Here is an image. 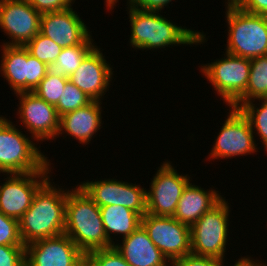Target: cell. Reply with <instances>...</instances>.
<instances>
[{
  "label": "cell",
  "instance_id": "obj_1",
  "mask_svg": "<svg viewBox=\"0 0 267 266\" xmlns=\"http://www.w3.org/2000/svg\"><path fill=\"white\" fill-rule=\"evenodd\" d=\"M129 14L130 47L135 50H155L165 47L203 45L207 42L206 34L176 25L165 18L161 12L127 9Z\"/></svg>",
  "mask_w": 267,
  "mask_h": 266
},
{
  "label": "cell",
  "instance_id": "obj_2",
  "mask_svg": "<svg viewBox=\"0 0 267 266\" xmlns=\"http://www.w3.org/2000/svg\"><path fill=\"white\" fill-rule=\"evenodd\" d=\"M49 178L36 192L32 204L19 219L21 240L29 243L64 233L67 193Z\"/></svg>",
  "mask_w": 267,
  "mask_h": 266
},
{
  "label": "cell",
  "instance_id": "obj_3",
  "mask_svg": "<svg viewBox=\"0 0 267 266\" xmlns=\"http://www.w3.org/2000/svg\"><path fill=\"white\" fill-rule=\"evenodd\" d=\"M64 233L85 255L113 247L104 230L100 207L78 184L67 193Z\"/></svg>",
  "mask_w": 267,
  "mask_h": 266
},
{
  "label": "cell",
  "instance_id": "obj_4",
  "mask_svg": "<svg viewBox=\"0 0 267 266\" xmlns=\"http://www.w3.org/2000/svg\"><path fill=\"white\" fill-rule=\"evenodd\" d=\"M16 126L9 119L0 126V173L51 172L50 159L37 147L39 143Z\"/></svg>",
  "mask_w": 267,
  "mask_h": 266
},
{
  "label": "cell",
  "instance_id": "obj_5",
  "mask_svg": "<svg viewBox=\"0 0 267 266\" xmlns=\"http://www.w3.org/2000/svg\"><path fill=\"white\" fill-rule=\"evenodd\" d=\"M224 6L228 27L225 52L247 59L267 56V16L247 13L237 5Z\"/></svg>",
  "mask_w": 267,
  "mask_h": 266
},
{
  "label": "cell",
  "instance_id": "obj_6",
  "mask_svg": "<svg viewBox=\"0 0 267 266\" xmlns=\"http://www.w3.org/2000/svg\"><path fill=\"white\" fill-rule=\"evenodd\" d=\"M229 204L224 197L190 227L191 254L226 260V245L230 238Z\"/></svg>",
  "mask_w": 267,
  "mask_h": 266
},
{
  "label": "cell",
  "instance_id": "obj_7",
  "mask_svg": "<svg viewBox=\"0 0 267 266\" xmlns=\"http://www.w3.org/2000/svg\"><path fill=\"white\" fill-rule=\"evenodd\" d=\"M224 58L199 66L202 75L213 86L227 107H231L246 91L250 75V59L225 52Z\"/></svg>",
  "mask_w": 267,
  "mask_h": 266
},
{
  "label": "cell",
  "instance_id": "obj_8",
  "mask_svg": "<svg viewBox=\"0 0 267 266\" xmlns=\"http://www.w3.org/2000/svg\"><path fill=\"white\" fill-rule=\"evenodd\" d=\"M1 47L0 74L14 94L33 92L46 76L47 65L33 57L24 46Z\"/></svg>",
  "mask_w": 267,
  "mask_h": 266
},
{
  "label": "cell",
  "instance_id": "obj_9",
  "mask_svg": "<svg viewBox=\"0 0 267 266\" xmlns=\"http://www.w3.org/2000/svg\"><path fill=\"white\" fill-rule=\"evenodd\" d=\"M226 119L217 134L208 161L235 158L259 152L250 122L239 109L228 107Z\"/></svg>",
  "mask_w": 267,
  "mask_h": 266
},
{
  "label": "cell",
  "instance_id": "obj_10",
  "mask_svg": "<svg viewBox=\"0 0 267 266\" xmlns=\"http://www.w3.org/2000/svg\"><path fill=\"white\" fill-rule=\"evenodd\" d=\"M170 160L162 165L152 177L150 188L146 190L147 211L155 216H173L178 201L186 186L192 181L188 174L180 175ZM191 178V180H190Z\"/></svg>",
  "mask_w": 267,
  "mask_h": 266
},
{
  "label": "cell",
  "instance_id": "obj_11",
  "mask_svg": "<svg viewBox=\"0 0 267 266\" xmlns=\"http://www.w3.org/2000/svg\"><path fill=\"white\" fill-rule=\"evenodd\" d=\"M79 186L99 206L120 205L131 209L142 217L147 211L146 188L139 184L118 179H100L80 182Z\"/></svg>",
  "mask_w": 267,
  "mask_h": 266
},
{
  "label": "cell",
  "instance_id": "obj_12",
  "mask_svg": "<svg viewBox=\"0 0 267 266\" xmlns=\"http://www.w3.org/2000/svg\"><path fill=\"white\" fill-rule=\"evenodd\" d=\"M15 95L19 100L16 113L20 119V125H24L26 132L29 131L38 143L57 139L60 116L56 107L38 97L34 92H19Z\"/></svg>",
  "mask_w": 267,
  "mask_h": 266
},
{
  "label": "cell",
  "instance_id": "obj_13",
  "mask_svg": "<svg viewBox=\"0 0 267 266\" xmlns=\"http://www.w3.org/2000/svg\"><path fill=\"white\" fill-rule=\"evenodd\" d=\"M141 225L168 261L191 254L190 227L173 216L146 213L141 218Z\"/></svg>",
  "mask_w": 267,
  "mask_h": 266
},
{
  "label": "cell",
  "instance_id": "obj_14",
  "mask_svg": "<svg viewBox=\"0 0 267 266\" xmlns=\"http://www.w3.org/2000/svg\"><path fill=\"white\" fill-rule=\"evenodd\" d=\"M49 174V175H48ZM50 172L4 174L0 183V211L19 220L32 204L37 190L50 178Z\"/></svg>",
  "mask_w": 267,
  "mask_h": 266
},
{
  "label": "cell",
  "instance_id": "obj_15",
  "mask_svg": "<svg viewBox=\"0 0 267 266\" xmlns=\"http://www.w3.org/2000/svg\"><path fill=\"white\" fill-rule=\"evenodd\" d=\"M40 18L27 0H0V28L10 40L2 45L25 46L40 32Z\"/></svg>",
  "mask_w": 267,
  "mask_h": 266
},
{
  "label": "cell",
  "instance_id": "obj_16",
  "mask_svg": "<svg viewBox=\"0 0 267 266\" xmlns=\"http://www.w3.org/2000/svg\"><path fill=\"white\" fill-rule=\"evenodd\" d=\"M26 266H85V254L65 233L25 246Z\"/></svg>",
  "mask_w": 267,
  "mask_h": 266
},
{
  "label": "cell",
  "instance_id": "obj_17",
  "mask_svg": "<svg viewBox=\"0 0 267 266\" xmlns=\"http://www.w3.org/2000/svg\"><path fill=\"white\" fill-rule=\"evenodd\" d=\"M103 49L96 46L68 78L93 101L104 100L113 80V67L105 59ZM111 66V67H110Z\"/></svg>",
  "mask_w": 267,
  "mask_h": 266
},
{
  "label": "cell",
  "instance_id": "obj_18",
  "mask_svg": "<svg viewBox=\"0 0 267 266\" xmlns=\"http://www.w3.org/2000/svg\"><path fill=\"white\" fill-rule=\"evenodd\" d=\"M40 33L62 48L82 44L92 35L89 26L72 6L63 11L41 14Z\"/></svg>",
  "mask_w": 267,
  "mask_h": 266
},
{
  "label": "cell",
  "instance_id": "obj_19",
  "mask_svg": "<svg viewBox=\"0 0 267 266\" xmlns=\"http://www.w3.org/2000/svg\"><path fill=\"white\" fill-rule=\"evenodd\" d=\"M102 101H92L85 107L67 112L60 116L59 135L66 133L80 144H89L95 134L101 129L102 123ZM94 136V137H93Z\"/></svg>",
  "mask_w": 267,
  "mask_h": 266
},
{
  "label": "cell",
  "instance_id": "obj_20",
  "mask_svg": "<svg viewBox=\"0 0 267 266\" xmlns=\"http://www.w3.org/2000/svg\"><path fill=\"white\" fill-rule=\"evenodd\" d=\"M114 248L131 266H168V259L154 245L147 231L140 225Z\"/></svg>",
  "mask_w": 267,
  "mask_h": 266
},
{
  "label": "cell",
  "instance_id": "obj_21",
  "mask_svg": "<svg viewBox=\"0 0 267 266\" xmlns=\"http://www.w3.org/2000/svg\"><path fill=\"white\" fill-rule=\"evenodd\" d=\"M213 189H204L191 182L186 186L178 201L173 217L191 227L205 212L217 205L223 196Z\"/></svg>",
  "mask_w": 267,
  "mask_h": 266
},
{
  "label": "cell",
  "instance_id": "obj_22",
  "mask_svg": "<svg viewBox=\"0 0 267 266\" xmlns=\"http://www.w3.org/2000/svg\"><path fill=\"white\" fill-rule=\"evenodd\" d=\"M100 213L106 236L112 246L116 244V241L120 242L115 238L116 236L119 235L118 239L120 237L123 239L141 225L142 216L125 206H103L100 207ZM114 240L116 241L114 242Z\"/></svg>",
  "mask_w": 267,
  "mask_h": 266
},
{
  "label": "cell",
  "instance_id": "obj_23",
  "mask_svg": "<svg viewBox=\"0 0 267 266\" xmlns=\"http://www.w3.org/2000/svg\"><path fill=\"white\" fill-rule=\"evenodd\" d=\"M96 44L90 35L82 44L63 48L55 62L47 64V73L69 78Z\"/></svg>",
  "mask_w": 267,
  "mask_h": 266
},
{
  "label": "cell",
  "instance_id": "obj_24",
  "mask_svg": "<svg viewBox=\"0 0 267 266\" xmlns=\"http://www.w3.org/2000/svg\"><path fill=\"white\" fill-rule=\"evenodd\" d=\"M267 98V56L250 59L249 82L245 93L231 106L238 109L255 99Z\"/></svg>",
  "mask_w": 267,
  "mask_h": 266
},
{
  "label": "cell",
  "instance_id": "obj_25",
  "mask_svg": "<svg viewBox=\"0 0 267 266\" xmlns=\"http://www.w3.org/2000/svg\"><path fill=\"white\" fill-rule=\"evenodd\" d=\"M255 100L259 102L257 103L259 107L252 100L242 104L238 109L250 122L254 135L257 134L258 138L260 137L259 141L261 140L267 154V98Z\"/></svg>",
  "mask_w": 267,
  "mask_h": 266
},
{
  "label": "cell",
  "instance_id": "obj_26",
  "mask_svg": "<svg viewBox=\"0 0 267 266\" xmlns=\"http://www.w3.org/2000/svg\"><path fill=\"white\" fill-rule=\"evenodd\" d=\"M29 53L39 61L45 63H54L62 51V47L45 37L40 32L24 46Z\"/></svg>",
  "mask_w": 267,
  "mask_h": 266
},
{
  "label": "cell",
  "instance_id": "obj_27",
  "mask_svg": "<svg viewBox=\"0 0 267 266\" xmlns=\"http://www.w3.org/2000/svg\"><path fill=\"white\" fill-rule=\"evenodd\" d=\"M93 100L89 98L83 91L76 87L68 80L61 94L58 104L55 106L59 116L63 114L85 107Z\"/></svg>",
  "mask_w": 267,
  "mask_h": 266
},
{
  "label": "cell",
  "instance_id": "obj_28",
  "mask_svg": "<svg viewBox=\"0 0 267 266\" xmlns=\"http://www.w3.org/2000/svg\"><path fill=\"white\" fill-rule=\"evenodd\" d=\"M68 80V77H59L46 73V76L39 82L33 92L47 103L56 106Z\"/></svg>",
  "mask_w": 267,
  "mask_h": 266
},
{
  "label": "cell",
  "instance_id": "obj_29",
  "mask_svg": "<svg viewBox=\"0 0 267 266\" xmlns=\"http://www.w3.org/2000/svg\"><path fill=\"white\" fill-rule=\"evenodd\" d=\"M85 266H131L113 247L93 250L85 255Z\"/></svg>",
  "mask_w": 267,
  "mask_h": 266
},
{
  "label": "cell",
  "instance_id": "obj_30",
  "mask_svg": "<svg viewBox=\"0 0 267 266\" xmlns=\"http://www.w3.org/2000/svg\"><path fill=\"white\" fill-rule=\"evenodd\" d=\"M0 245L24 246L19 232V220L6 216L1 211Z\"/></svg>",
  "mask_w": 267,
  "mask_h": 266
},
{
  "label": "cell",
  "instance_id": "obj_31",
  "mask_svg": "<svg viewBox=\"0 0 267 266\" xmlns=\"http://www.w3.org/2000/svg\"><path fill=\"white\" fill-rule=\"evenodd\" d=\"M0 266H26L25 246L0 245Z\"/></svg>",
  "mask_w": 267,
  "mask_h": 266
},
{
  "label": "cell",
  "instance_id": "obj_32",
  "mask_svg": "<svg viewBox=\"0 0 267 266\" xmlns=\"http://www.w3.org/2000/svg\"><path fill=\"white\" fill-rule=\"evenodd\" d=\"M224 261L215 257L185 255L169 261L168 266H222Z\"/></svg>",
  "mask_w": 267,
  "mask_h": 266
},
{
  "label": "cell",
  "instance_id": "obj_33",
  "mask_svg": "<svg viewBox=\"0 0 267 266\" xmlns=\"http://www.w3.org/2000/svg\"><path fill=\"white\" fill-rule=\"evenodd\" d=\"M40 14L63 11L74 4V0H27Z\"/></svg>",
  "mask_w": 267,
  "mask_h": 266
},
{
  "label": "cell",
  "instance_id": "obj_34",
  "mask_svg": "<svg viewBox=\"0 0 267 266\" xmlns=\"http://www.w3.org/2000/svg\"><path fill=\"white\" fill-rule=\"evenodd\" d=\"M173 0H127L128 9L161 12Z\"/></svg>",
  "mask_w": 267,
  "mask_h": 266
},
{
  "label": "cell",
  "instance_id": "obj_35",
  "mask_svg": "<svg viewBox=\"0 0 267 266\" xmlns=\"http://www.w3.org/2000/svg\"><path fill=\"white\" fill-rule=\"evenodd\" d=\"M236 5L247 13L267 16V0H240Z\"/></svg>",
  "mask_w": 267,
  "mask_h": 266
},
{
  "label": "cell",
  "instance_id": "obj_36",
  "mask_svg": "<svg viewBox=\"0 0 267 266\" xmlns=\"http://www.w3.org/2000/svg\"><path fill=\"white\" fill-rule=\"evenodd\" d=\"M222 266H225L224 263ZM232 266H267L266 262L263 263L261 260L253 259L251 256L240 257L238 261H235V264Z\"/></svg>",
  "mask_w": 267,
  "mask_h": 266
},
{
  "label": "cell",
  "instance_id": "obj_37",
  "mask_svg": "<svg viewBox=\"0 0 267 266\" xmlns=\"http://www.w3.org/2000/svg\"><path fill=\"white\" fill-rule=\"evenodd\" d=\"M75 1V0H74ZM119 2V0H105L104 4L106 5V9L112 11L114 7H116V4Z\"/></svg>",
  "mask_w": 267,
  "mask_h": 266
},
{
  "label": "cell",
  "instance_id": "obj_38",
  "mask_svg": "<svg viewBox=\"0 0 267 266\" xmlns=\"http://www.w3.org/2000/svg\"><path fill=\"white\" fill-rule=\"evenodd\" d=\"M240 0H225V4L227 5H236Z\"/></svg>",
  "mask_w": 267,
  "mask_h": 266
},
{
  "label": "cell",
  "instance_id": "obj_39",
  "mask_svg": "<svg viewBox=\"0 0 267 266\" xmlns=\"http://www.w3.org/2000/svg\"><path fill=\"white\" fill-rule=\"evenodd\" d=\"M8 118L0 115V126L7 120Z\"/></svg>",
  "mask_w": 267,
  "mask_h": 266
}]
</instances>
